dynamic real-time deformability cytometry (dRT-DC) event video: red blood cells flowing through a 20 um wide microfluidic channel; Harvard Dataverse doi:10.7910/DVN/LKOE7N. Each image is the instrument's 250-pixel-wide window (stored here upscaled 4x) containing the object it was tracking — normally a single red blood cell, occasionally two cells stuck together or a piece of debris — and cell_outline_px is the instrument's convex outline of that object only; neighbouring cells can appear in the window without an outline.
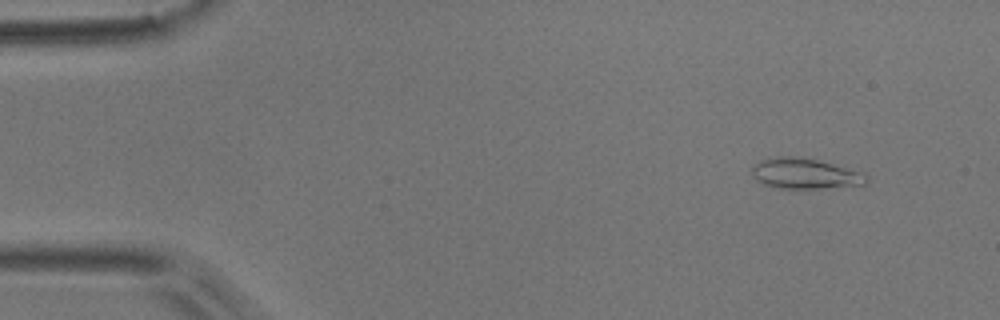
{"species": "common noctule bat (a hibernating species)", "species_latin": "Nyctalus noctula", "temperature_condition": "room temperature", "stored_images_in_passage": 4, "camera_frame_rate_fps": 3000, "um_per_image_px": 0.085, "animal": {"sex": "male", "body_mass_g": 17.9}, "frame": {"image": 1, "passage_image": 2, "time_ms": 0.333, "image_size_px": [1000, 320], "cell_outline_px": [[868, 180], [864, 184], [816, 188], [776, 188], [764, 184], [756, 180], [752, 176], [752, 168], [760, 160], [776, 156], [792, 156], [816, 160], [864, 172], [868, 176]], "centroid_in_image_um": [68.39, 14.75], "position_along_channel_um": 16.6, "area_um2": 20.11}}